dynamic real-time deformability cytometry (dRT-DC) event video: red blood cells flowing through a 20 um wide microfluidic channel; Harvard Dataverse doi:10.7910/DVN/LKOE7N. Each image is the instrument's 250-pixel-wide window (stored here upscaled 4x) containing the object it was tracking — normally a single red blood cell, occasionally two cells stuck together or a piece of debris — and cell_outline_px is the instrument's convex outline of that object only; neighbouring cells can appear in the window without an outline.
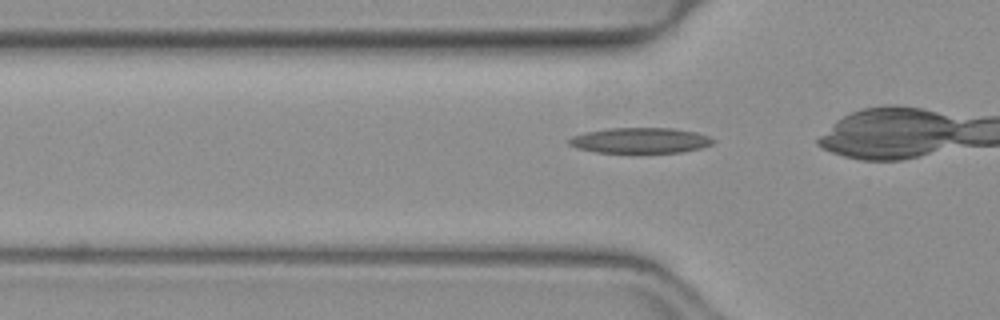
{"species": "common noctule bat (a hibernating species)", "species_latin": "Nyctalus noctula", "temperature_condition": "warm", "stored_images_in_passage": 18, "camera_frame_rate_fps": 3000, "um_per_image_px": 0.085, "animal": {"sex": "female", "body_mass_g": 19.3, "forearm_length_mm": 54.1}, "frame": {"image": 1, "passage_image": 12, "time_ms": 3.667, "image_size_px": [1000, 320], "cell_outline_px": [[716, 140], [712, 144], [700, 148], [680, 152], [596, 152], [576, 148], [568, 144], [568, 140], [572, 136], [584, 132], [608, 128], [672, 128], [696, 132], [708, 136]], "centroid_in_image_um": [54.39, 11.93], "position_along_channel_um": 71.4, "area_um2": 21.33}}